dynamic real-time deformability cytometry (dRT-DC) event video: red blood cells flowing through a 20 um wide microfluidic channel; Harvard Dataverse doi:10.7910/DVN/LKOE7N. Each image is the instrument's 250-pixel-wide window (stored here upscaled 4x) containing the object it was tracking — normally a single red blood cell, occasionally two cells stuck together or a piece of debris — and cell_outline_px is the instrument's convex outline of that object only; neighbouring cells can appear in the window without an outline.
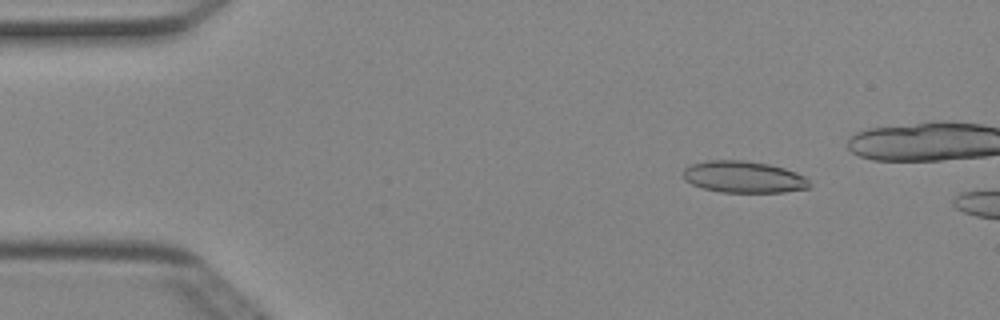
{"species": "Egyptian fruit bat (a non-hibernating species)", "species_latin": "Rousettus aegyptiacus", "temperature_condition": "cold", "stored_images_in_passage": 8, "camera_frame_rate_fps": 3000, "um_per_image_px": 0.085, "animal": {"sex": "female"}, "frame": {"image": 1, "passage_image": 3, "time_ms": 0.667, "image_size_px": [1000, 320], "cell_outline_px": [[812, 184], [808, 188], [784, 192], [720, 192], [704, 188], [692, 184], [684, 180], [684, 168], [692, 164], [708, 160], [744, 160], [768, 164], [784, 168], [796, 172], [804, 176]], "centroid_in_image_um": [63.22, 15.04], "position_along_channel_um": 21.8, "area_um2": 23.29}}